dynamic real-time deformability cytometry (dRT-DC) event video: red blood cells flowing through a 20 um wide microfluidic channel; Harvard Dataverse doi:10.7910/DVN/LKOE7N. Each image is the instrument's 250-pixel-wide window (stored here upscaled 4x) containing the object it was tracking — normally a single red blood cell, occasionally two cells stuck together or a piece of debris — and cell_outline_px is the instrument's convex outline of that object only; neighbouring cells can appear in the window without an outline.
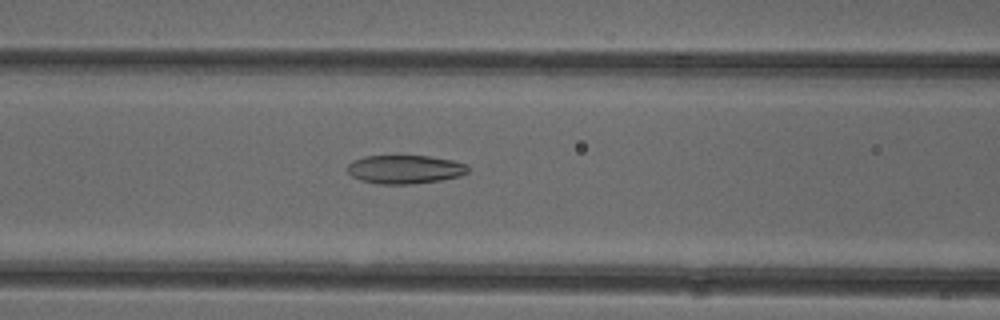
{"species": "common noctule bat (a hibernating species)", "species_latin": "Nyctalus noctula", "temperature_condition": "cold", "stored_images_in_passage": 37, "camera_frame_rate_fps": 3000, "um_per_image_px": 0.085, "animal": {"sex": "female"}, "frame": {"image": 1, "passage_image": 7, "time_ms": 2.0, "image_size_px": [1000, 320], "cell_outline_px": [[468, 172], [460, 176], [440, 180], [412, 184], [380, 184], [360, 180], [352, 176], [348, 172], [348, 164], [352, 160], [364, 156], [428, 156], [452, 160], [468, 164]], "centroid_in_image_um": [34.42, 14.39], "position_along_channel_um": 132.2, "area_um2": 20.11}}
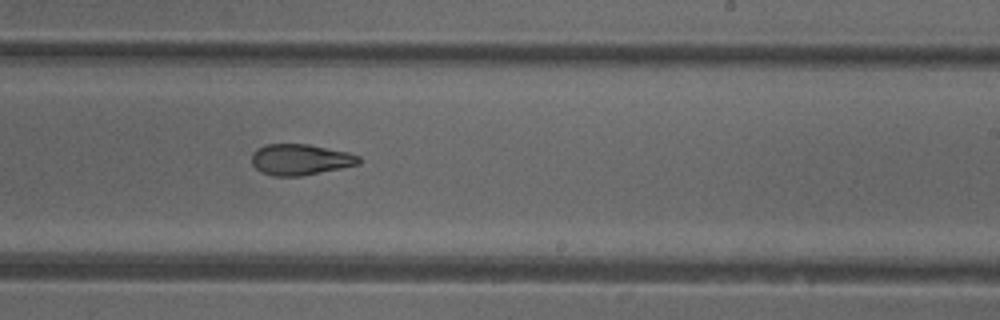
{"frame": {"image": 2, "passage_image": 17, "time_ms": 5.333, "image_size_px": [1000, 320], "cell_outline_px": [[360, 164], [300, 176], [272, 176], [260, 172], [252, 164], [252, 152], [256, 148], [264, 144], [308, 144], [348, 152], [360, 156]], "centroid_in_image_um": [25.49, 13.55], "position_along_channel_um": 263.5, "area_um2": 19.42}}
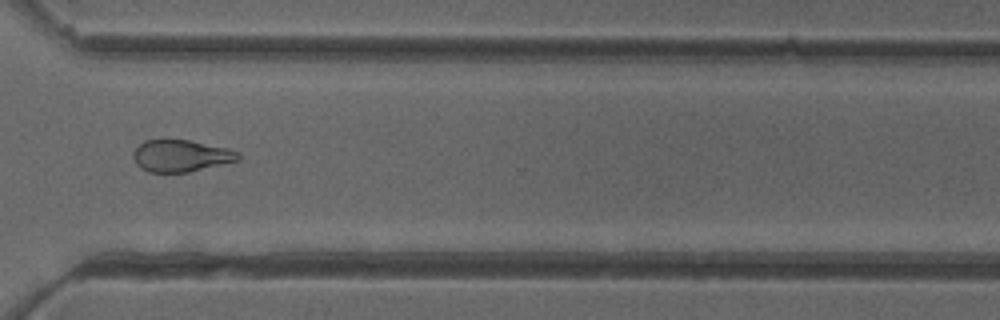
{"frame": {"image": 3, "passage_image": 24, "time_ms": 7.667, "image_size_px": [1000, 320], "cell_outline_px": [[240, 160], [188, 172], [148, 172], [140, 168], [136, 164], [132, 156], [132, 152], [144, 140], [188, 140], [228, 148], [240, 152]], "centroid_in_image_um": [15.37, 13.25], "position_along_channel_um": 355.2, "area_um2": 19.54}, "authors_computed_cell_mechanics": {"area_um2": 20.1722, "velocity_mm_per_s": 3.9449, "shape_relaxation_time_tau1_ms": 7.9646, "shape_relaxation_time_tau2_ms": 2.8517, "deformation_change_tau1": 0.1545, "deformation_change_tau2": 0.1002}}